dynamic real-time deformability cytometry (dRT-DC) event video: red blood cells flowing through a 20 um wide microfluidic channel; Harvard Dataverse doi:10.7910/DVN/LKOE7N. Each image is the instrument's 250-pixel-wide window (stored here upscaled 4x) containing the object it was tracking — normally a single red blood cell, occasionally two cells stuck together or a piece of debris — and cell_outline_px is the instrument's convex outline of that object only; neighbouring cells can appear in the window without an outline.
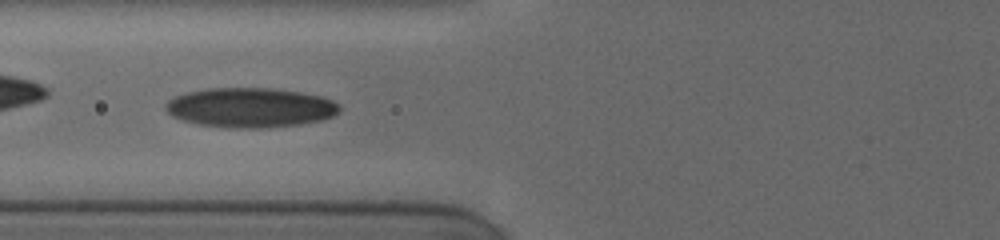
{"species": "human", "species_latin": "Homo sapiens", "temperature_condition": "cold", "stored_images_in_passage": 27, "camera_frame_rate_fps": 3000, "um_per_image_px": 0.085, "donor": {"sex": "female"}, "frame": {"image": 1, "passage_image": 5, "time_ms": 1.333, "image_size_px": [1000, 240], "cell_outline_px": [[340, 112], [332, 116], [320, 120], [300, 124], [260, 128], [228, 128], [200, 124], [184, 120], [172, 116], [164, 108], [164, 104], [168, 100], [176, 96], [188, 92], [204, 88], [272, 88], [300, 92], [320, 96], [332, 100], [340, 104]], "centroid_in_image_um": [21.27, 9.14], "position_along_channel_um": 104.5, "area_um2": 40.17}}
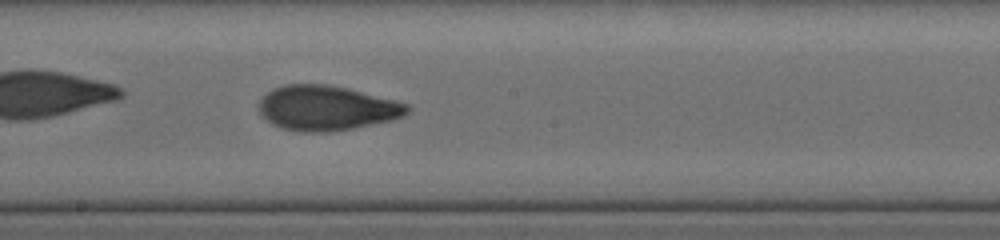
{"frame": {"image": 2, "passage_image": 12, "time_ms": 4.333, "image_size_px": [1000, 240], "cell_outline_px": [[412, 108], [404, 116], [392, 120], [332, 132], [300, 132], [284, 128], [272, 124], [260, 112], [256, 104], [268, 92], [284, 84], [328, 84], [396, 100], [408, 104]], "centroid_in_image_um": [27.78, 9.18], "position_along_channel_um": 220.4, "area_um2": 38.67}}
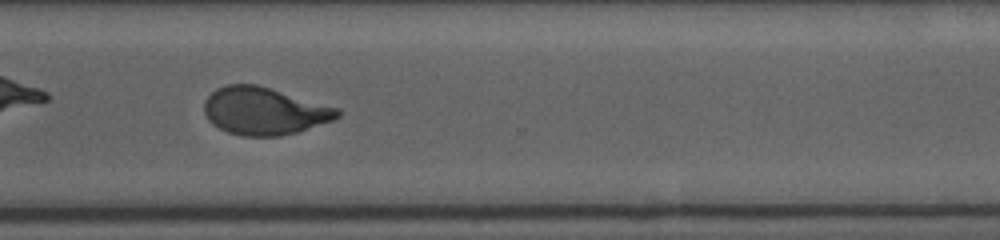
{"frame": {"image": 3, "passage_image": 21, "time_ms": 7.667, "image_size_px": [1000, 240], "cell_outline_px": [[340, 116], [332, 120], [296, 132], [280, 136], [244, 136], [228, 132], [212, 124], [208, 120], [204, 112], [204, 100], [216, 88], [228, 84], [256, 84], [340, 108]], "centroid_in_image_um": [22.44, 9.43], "position_along_channel_um": 348.2, "area_um2": 36.76}, "authors_computed_cell_mechanics": {"area_um2": 38.0902, "velocity_mm_per_s": 3.8385, "shape_relaxation_time_tau1_ms": 5.0921, "shape_relaxation_time_tau2_ms": 1.5279, "deformation_change_tau1": 0.1858, "deformation_change_tau2": 0.0734}}